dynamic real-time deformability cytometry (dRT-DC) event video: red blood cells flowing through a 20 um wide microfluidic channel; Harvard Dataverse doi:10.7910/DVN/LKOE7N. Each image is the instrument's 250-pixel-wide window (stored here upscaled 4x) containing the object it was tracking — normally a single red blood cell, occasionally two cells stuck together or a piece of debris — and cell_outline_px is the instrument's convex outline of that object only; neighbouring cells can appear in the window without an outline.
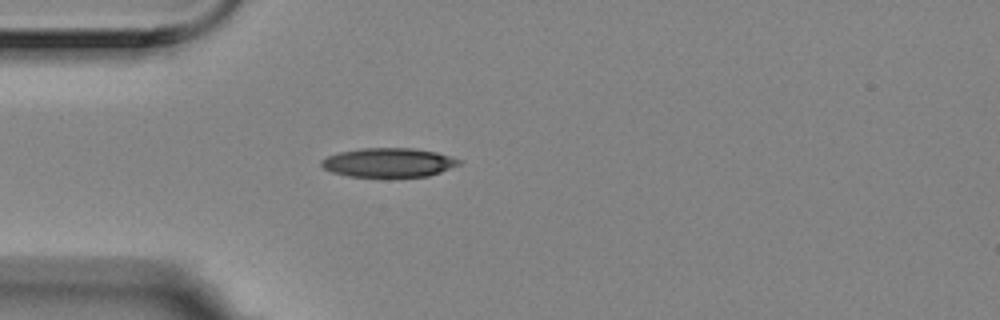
{"species": "Egyptian fruit bat (a non-hibernating species)", "species_latin": "Rousettus aegyptiacus", "temperature_condition": "room temperature", "stored_images_in_passage": 1, "camera_frame_rate_fps": 3000, "um_per_image_px": 0.085, "animal": {"sex": "female"}, "frame": {"image": 1, "passage_image": 1, "time_ms": 0.0, "image_size_px": [1000, 320], "cell_outline_px": [[464, 160], [460, 164], [440, 172], [428, 176], [348, 176], [332, 172], [324, 168], [320, 164], [320, 160], [328, 156], [340, 152], [360, 148], [412, 148], [436, 152]], "centroid_in_image_um": [33.04, 13.8], "position_along_channel_um": 52.0, "area_um2": 23.18}}